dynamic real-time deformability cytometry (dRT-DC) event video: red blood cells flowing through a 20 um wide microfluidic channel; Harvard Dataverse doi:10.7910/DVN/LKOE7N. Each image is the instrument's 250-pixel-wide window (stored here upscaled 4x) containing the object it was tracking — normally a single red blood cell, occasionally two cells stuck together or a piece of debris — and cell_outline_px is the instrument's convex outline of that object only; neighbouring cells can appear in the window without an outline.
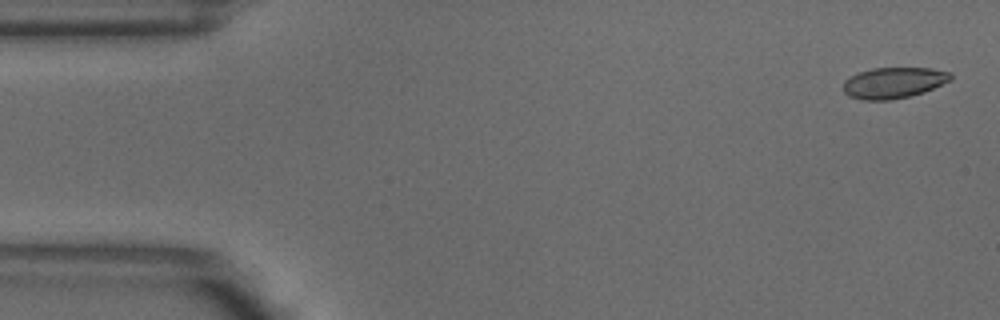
{"species": "common noctule bat (a hibernating species)", "species_latin": "Nyctalus noctula", "temperature_condition": "warm", "stored_images_in_passage": 5, "camera_frame_rate_fps": 3000, "um_per_image_px": 0.085, "animal": {"sex": "male", "body_mass_g": 18.8}, "frame": {"image": 1, "passage_image": 1, "time_ms": 0.0, "image_size_px": [1000, 320], "cell_outline_px": [[952, 80], [924, 92], [892, 100], [864, 100], [848, 96], [844, 92], [844, 80], [860, 72], [872, 68], [928, 68], [948, 72], [952, 76]], "centroid_in_image_um": [75.95, 7.04], "position_along_channel_um": 9.0, "area_um2": 19.25}}
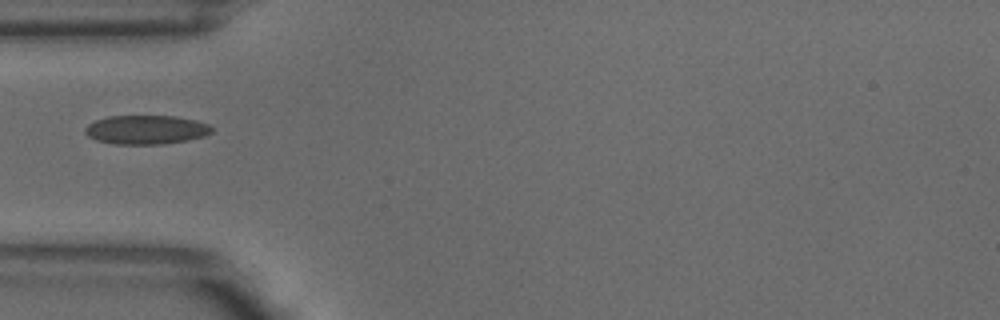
{"frame": {"image": 2, "passage_image": 4, "time_ms": 1.0, "image_size_px": [1000, 320], "cell_outline_px": [[212, 132], [204, 136], [188, 140], [160, 144], [116, 144], [96, 140], [88, 136], [84, 132], [84, 128], [88, 124], [96, 120], [108, 116], [176, 116], [196, 120], [208, 124], [212, 128]], "centroid_in_image_um": [12.41, 11.02], "position_along_channel_um": 72.6, "area_um2": 21.39}}